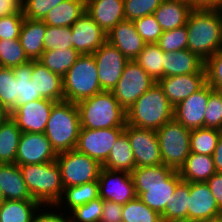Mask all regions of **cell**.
I'll use <instances>...</instances> for the list:
<instances>
[{
  "label": "cell",
  "instance_id": "obj_23",
  "mask_svg": "<svg viewBox=\"0 0 222 222\" xmlns=\"http://www.w3.org/2000/svg\"><path fill=\"white\" fill-rule=\"evenodd\" d=\"M30 81L36 88V95L55 102L64 101L62 77L50 71L38 60L33 61Z\"/></svg>",
  "mask_w": 222,
  "mask_h": 222
},
{
  "label": "cell",
  "instance_id": "obj_10",
  "mask_svg": "<svg viewBox=\"0 0 222 222\" xmlns=\"http://www.w3.org/2000/svg\"><path fill=\"white\" fill-rule=\"evenodd\" d=\"M155 83L156 81L136 61L132 60L126 63L123 73L112 93L126 111Z\"/></svg>",
  "mask_w": 222,
  "mask_h": 222
},
{
  "label": "cell",
  "instance_id": "obj_43",
  "mask_svg": "<svg viewBox=\"0 0 222 222\" xmlns=\"http://www.w3.org/2000/svg\"><path fill=\"white\" fill-rule=\"evenodd\" d=\"M156 44L166 53L188 49L186 25L173 30L164 31Z\"/></svg>",
  "mask_w": 222,
  "mask_h": 222
},
{
  "label": "cell",
  "instance_id": "obj_61",
  "mask_svg": "<svg viewBox=\"0 0 222 222\" xmlns=\"http://www.w3.org/2000/svg\"><path fill=\"white\" fill-rule=\"evenodd\" d=\"M5 198L2 194L1 188H0V205L4 202Z\"/></svg>",
  "mask_w": 222,
  "mask_h": 222
},
{
  "label": "cell",
  "instance_id": "obj_47",
  "mask_svg": "<svg viewBox=\"0 0 222 222\" xmlns=\"http://www.w3.org/2000/svg\"><path fill=\"white\" fill-rule=\"evenodd\" d=\"M137 33L146 44L157 43L162 36V29L153 14L146 15L134 21Z\"/></svg>",
  "mask_w": 222,
  "mask_h": 222
},
{
  "label": "cell",
  "instance_id": "obj_9",
  "mask_svg": "<svg viewBox=\"0 0 222 222\" xmlns=\"http://www.w3.org/2000/svg\"><path fill=\"white\" fill-rule=\"evenodd\" d=\"M56 162L64 187L98 181L102 169L98 161L76 150L59 153Z\"/></svg>",
  "mask_w": 222,
  "mask_h": 222
},
{
  "label": "cell",
  "instance_id": "obj_11",
  "mask_svg": "<svg viewBox=\"0 0 222 222\" xmlns=\"http://www.w3.org/2000/svg\"><path fill=\"white\" fill-rule=\"evenodd\" d=\"M124 129L125 127L108 129L81 128L75 150L88 155L102 165L107 160L115 141Z\"/></svg>",
  "mask_w": 222,
  "mask_h": 222
},
{
  "label": "cell",
  "instance_id": "obj_48",
  "mask_svg": "<svg viewBox=\"0 0 222 222\" xmlns=\"http://www.w3.org/2000/svg\"><path fill=\"white\" fill-rule=\"evenodd\" d=\"M23 16L30 20H43L47 13L64 0H23Z\"/></svg>",
  "mask_w": 222,
  "mask_h": 222
},
{
  "label": "cell",
  "instance_id": "obj_49",
  "mask_svg": "<svg viewBox=\"0 0 222 222\" xmlns=\"http://www.w3.org/2000/svg\"><path fill=\"white\" fill-rule=\"evenodd\" d=\"M207 83L217 89L222 84V47L205 61Z\"/></svg>",
  "mask_w": 222,
  "mask_h": 222
},
{
  "label": "cell",
  "instance_id": "obj_8",
  "mask_svg": "<svg viewBox=\"0 0 222 222\" xmlns=\"http://www.w3.org/2000/svg\"><path fill=\"white\" fill-rule=\"evenodd\" d=\"M156 133L159 140L162 164L178 171L191 153V130H188L173 118L157 129Z\"/></svg>",
  "mask_w": 222,
  "mask_h": 222
},
{
  "label": "cell",
  "instance_id": "obj_13",
  "mask_svg": "<svg viewBox=\"0 0 222 222\" xmlns=\"http://www.w3.org/2000/svg\"><path fill=\"white\" fill-rule=\"evenodd\" d=\"M93 57L97 66L101 89L112 91L129 60L108 41L93 53Z\"/></svg>",
  "mask_w": 222,
  "mask_h": 222
},
{
  "label": "cell",
  "instance_id": "obj_55",
  "mask_svg": "<svg viewBox=\"0 0 222 222\" xmlns=\"http://www.w3.org/2000/svg\"><path fill=\"white\" fill-rule=\"evenodd\" d=\"M212 156L216 171L222 173V134Z\"/></svg>",
  "mask_w": 222,
  "mask_h": 222
},
{
  "label": "cell",
  "instance_id": "obj_18",
  "mask_svg": "<svg viewBox=\"0 0 222 222\" xmlns=\"http://www.w3.org/2000/svg\"><path fill=\"white\" fill-rule=\"evenodd\" d=\"M207 83L205 66L193 74L163 77L158 81L169 102L175 107Z\"/></svg>",
  "mask_w": 222,
  "mask_h": 222
},
{
  "label": "cell",
  "instance_id": "obj_24",
  "mask_svg": "<svg viewBox=\"0 0 222 222\" xmlns=\"http://www.w3.org/2000/svg\"><path fill=\"white\" fill-rule=\"evenodd\" d=\"M192 10L191 3L187 1L163 0L153 15L164 32L186 25Z\"/></svg>",
  "mask_w": 222,
  "mask_h": 222
},
{
  "label": "cell",
  "instance_id": "obj_19",
  "mask_svg": "<svg viewBox=\"0 0 222 222\" xmlns=\"http://www.w3.org/2000/svg\"><path fill=\"white\" fill-rule=\"evenodd\" d=\"M72 46L80 54H93L107 41V34L85 12L72 26Z\"/></svg>",
  "mask_w": 222,
  "mask_h": 222
},
{
  "label": "cell",
  "instance_id": "obj_14",
  "mask_svg": "<svg viewBox=\"0 0 222 222\" xmlns=\"http://www.w3.org/2000/svg\"><path fill=\"white\" fill-rule=\"evenodd\" d=\"M99 197L124 205L137 197L131 174L101 169L99 178Z\"/></svg>",
  "mask_w": 222,
  "mask_h": 222
},
{
  "label": "cell",
  "instance_id": "obj_39",
  "mask_svg": "<svg viewBox=\"0 0 222 222\" xmlns=\"http://www.w3.org/2000/svg\"><path fill=\"white\" fill-rule=\"evenodd\" d=\"M122 222H163V220L158 212L136 197L123 205Z\"/></svg>",
  "mask_w": 222,
  "mask_h": 222
},
{
  "label": "cell",
  "instance_id": "obj_41",
  "mask_svg": "<svg viewBox=\"0 0 222 222\" xmlns=\"http://www.w3.org/2000/svg\"><path fill=\"white\" fill-rule=\"evenodd\" d=\"M17 83L12 68L0 67V104L10 113L16 108Z\"/></svg>",
  "mask_w": 222,
  "mask_h": 222
},
{
  "label": "cell",
  "instance_id": "obj_4",
  "mask_svg": "<svg viewBox=\"0 0 222 222\" xmlns=\"http://www.w3.org/2000/svg\"><path fill=\"white\" fill-rule=\"evenodd\" d=\"M81 128L108 129L126 126V111L112 91H101L76 104Z\"/></svg>",
  "mask_w": 222,
  "mask_h": 222
},
{
  "label": "cell",
  "instance_id": "obj_5",
  "mask_svg": "<svg viewBox=\"0 0 222 222\" xmlns=\"http://www.w3.org/2000/svg\"><path fill=\"white\" fill-rule=\"evenodd\" d=\"M80 129L76 103L61 101L52 107L44 134L59 154L75 150Z\"/></svg>",
  "mask_w": 222,
  "mask_h": 222
},
{
  "label": "cell",
  "instance_id": "obj_36",
  "mask_svg": "<svg viewBox=\"0 0 222 222\" xmlns=\"http://www.w3.org/2000/svg\"><path fill=\"white\" fill-rule=\"evenodd\" d=\"M134 61L156 82L163 78L164 52L156 43L145 44Z\"/></svg>",
  "mask_w": 222,
  "mask_h": 222
},
{
  "label": "cell",
  "instance_id": "obj_29",
  "mask_svg": "<svg viewBox=\"0 0 222 222\" xmlns=\"http://www.w3.org/2000/svg\"><path fill=\"white\" fill-rule=\"evenodd\" d=\"M86 12L85 0H64L42 20L48 26L71 27Z\"/></svg>",
  "mask_w": 222,
  "mask_h": 222
},
{
  "label": "cell",
  "instance_id": "obj_35",
  "mask_svg": "<svg viewBox=\"0 0 222 222\" xmlns=\"http://www.w3.org/2000/svg\"><path fill=\"white\" fill-rule=\"evenodd\" d=\"M33 61L12 68L17 83V101L16 107L27 104L33 100H39L43 97L36 95V88L31 83V74Z\"/></svg>",
  "mask_w": 222,
  "mask_h": 222
},
{
  "label": "cell",
  "instance_id": "obj_51",
  "mask_svg": "<svg viewBox=\"0 0 222 222\" xmlns=\"http://www.w3.org/2000/svg\"><path fill=\"white\" fill-rule=\"evenodd\" d=\"M122 207L121 204L104 200L100 222H122Z\"/></svg>",
  "mask_w": 222,
  "mask_h": 222
},
{
  "label": "cell",
  "instance_id": "obj_50",
  "mask_svg": "<svg viewBox=\"0 0 222 222\" xmlns=\"http://www.w3.org/2000/svg\"><path fill=\"white\" fill-rule=\"evenodd\" d=\"M22 13L0 18V40L19 39L20 30L24 21Z\"/></svg>",
  "mask_w": 222,
  "mask_h": 222
},
{
  "label": "cell",
  "instance_id": "obj_40",
  "mask_svg": "<svg viewBox=\"0 0 222 222\" xmlns=\"http://www.w3.org/2000/svg\"><path fill=\"white\" fill-rule=\"evenodd\" d=\"M29 61L19 39L0 40V67L14 68Z\"/></svg>",
  "mask_w": 222,
  "mask_h": 222
},
{
  "label": "cell",
  "instance_id": "obj_45",
  "mask_svg": "<svg viewBox=\"0 0 222 222\" xmlns=\"http://www.w3.org/2000/svg\"><path fill=\"white\" fill-rule=\"evenodd\" d=\"M103 212V200L98 197L71 211L68 222H100Z\"/></svg>",
  "mask_w": 222,
  "mask_h": 222
},
{
  "label": "cell",
  "instance_id": "obj_42",
  "mask_svg": "<svg viewBox=\"0 0 222 222\" xmlns=\"http://www.w3.org/2000/svg\"><path fill=\"white\" fill-rule=\"evenodd\" d=\"M71 27H54L46 25L44 51L69 49L72 46Z\"/></svg>",
  "mask_w": 222,
  "mask_h": 222
},
{
  "label": "cell",
  "instance_id": "obj_22",
  "mask_svg": "<svg viewBox=\"0 0 222 222\" xmlns=\"http://www.w3.org/2000/svg\"><path fill=\"white\" fill-rule=\"evenodd\" d=\"M124 8V0H86V13L106 34L126 20Z\"/></svg>",
  "mask_w": 222,
  "mask_h": 222
},
{
  "label": "cell",
  "instance_id": "obj_31",
  "mask_svg": "<svg viewBox=\"0 0 222 222\" xmlns=\"http://www.w3.org/2000/svg\"><path fill=\"white\" fill-rule=\"evenodd\" d=\"M42 205L36 200H4L0 205V222H34Z\"/></svg>",
  "mask_w": 222,
  "mask_h": 222
},
{
  "label": "cell",
  "instance_id": "obj_25",
  "mask_svg": "<svg viewBox=\"0 0 222 222\" xmlns=\"http://www.w3.org/2000/svg\"><path fill=\"white\" fill-rule=\"evenodd\" d=\"M0 188L5 200H34L16 163L0 164Z\"/></svg>",
  "mask_w": 222,
  "mask_h": 222
},
{
  "label": "cell",
  "instance_id": "obj_20",
  "mask_svg": "<svg viewBox=\"0 0 222 222\" xmlns=\"http://www.w3.org/2000/svg\"><path fill=\"white\" fill-rule=\"evenodd\" d=\"M107 41L113 44L129 61L135 60L145 42L137 33L133 21L124 20L107 33Z\"/></svg>",
  "mask_w": 222,
  "mask_h": 222
},
{
  "label": "cell",
  "instance_id": "obj_52",
  "mask_svg": "<svg viewBox=\"0 0 222 222\" xmlns=\"http://www.w3.org/2000/svg\"><path fill=\"white\" fill-rule=\"evenodd\" d=\"M206 183L212 195L215 197L219 209L222 211V173L216 172Z\"/></svg>",
  "mask_w": 222,
  "mask_h": 222
},
{
  "label": "cell",
  "instance_id": "obj_46",
  "mask_svg": "<svg viewBox=\"0 0 222 222\" xmlns=\"http://www.w3.org/2000/svg\"><path fill=\"white\" fill-rule=\"evenodd\" d=\"M163 0H124V15L126 20L135 21L146 15H151Z\"/></svg>",
  "mask_w": 222,
  "mask_h": 222
},
{
  "label": "cell",
  "instance_id": "obj_12",
  "mask_svg": "<svg viewBox=\"0 0 222 222\" xmlns=\"http://www.w3.org/2000/svg\"><path fill=\"white\" fill-rule=\"evenodd\" d=\"M124 132L134 154L135 168L162 164L156 130L138 128L126 123Z\"/></svg>",
  "mask_w": 222,
  "mask_h": 222
},
{
  "label": "cell",
  "instance_id": "obj_57",
  "mask_svg": "<svg viewBox=\"0 0 222 222\" xmlns=\"http://www.w3.org/2000/svg\"><path fill=\"white\" fill-rule=\"evenodd\" d=\"M11 117V113L0 104V126Z\"/></svg>",
  "mask_w": 222,
  "mask_h": 222
},
{
  "label": "cell",
  "instance_id": "obj_34",
  "mask_svg": "<svg viewBox=\"0 0 222 222\" xmlns=\"http://www.w3.org/2000/svg\"><path fill=\"white\" fill-rule=\"evenodd\" d=\"M190 199V182L181 181L175 188L170 205L161 214L163 222L188 219V202Z\"/></svg>",
  "mask_w": 222,
  "mask_h": 222
},
{
  "label": "cell",
  "instance_id": "obj_53",
  "mask_svg": "<svg viewBox=\"0 0 222 222\" xmlns=\"http://www.w3.org/2000/svg\"><path fill=\"white\" fill-rule=\"evenodd\" d=\"M23 0H0V18L23 12Z\"/></svg>",
  "mask_w": 222,
  "mask_h": 222
},
{
  "label": "cell",
  "instance_id": "obj_44",
  "mask_svg": "<svg viewBox=\"0 0 222 222\" xmlns=\"http://www.w3.org/2000/svg\"><path fill=\"white\" fill-rule=\"evenodd\" d=\"M204 127L222 131V94L210 85Z\"/></svg>",
  "mask_w": 222,
  "mask_h": 222
},
{
  "label": "cell",
  "instance_id": "obj_26",
  "mask_svg": "<svg viewBox=\"0 0 222 222\" xmlns=\"http://www.w3.org/2000/svg\"><path fill=\"white\" fill-rule=\"evenodd\" d=\"M205 61L188 49L164 52L163 77L198 73Z\"/></svg>",
  "mask_w": 222,
  "mask_h": 222
},
{
  "label": "cell",
  "instance_id": "obj_27",
  "mask_svg": "<svg viewBox=\"0 0 222 222\" xmlns=\"http://www.w3.org/2000/svg\"><path fill=\"white\" fill-rule=\"evenodd\" d=\"M45 31L46 24L43 21L24 18L19 41L30 61H37L41 58L44 52Z\"/></svg>",
  "mask_w": 222,
  "mask_h": 222
},
{
  "label": "cell",
  "instance_id": "obj_17",
  "mask_svg": "<svg viewBox=\"0 0 222 222\" xmlns=\"http://www.w3.org/2000/svg\"><path fill=\"white\" fill-rule=\"evenodd\" d=\"M209 98V84L194 92L174 107V118L188 130L204 127L205 112Z\"/></svg>",
  "mask_w": 222,
  "mask_h": 222
},
{
  "label": "cell",
  "instance_id": "obj_3",
  "mask_svg": "<svg viewBox=\"0 0 222 222\" xmlns=\"http://www.w3.org/2000/svg\"><path fill=\"white\" fill-rule=\"evenodd\" d=\"M174 118V106L156 82L126 110V123L138 128L157 130Z\"/></svg>",
  "mask_w": 222,
  "mask_h": 222
},
{
  "label": "cell",
  "instance_id": "obj_56",
  "mask_svg": "<svg viewBox=\"0 0 222 222\" xmlns=\"http://www.w3.org/2000/svg\"><path fill=\"white\" fill-rule=\"evenodd\" d=\"M219 0H191L193 9H213Z\"/></svg>",
  "mask_w": 222,
  "mask_h": 222
},
{
  "label": "cell",
  "instance_id": "obj_62",
  "mask_svg": "<svg viewBox=\"0 0 222 222\" xmlns=\"http://www.w3.org/2000/svg\"><path fill=\"white\" fill-rule=\"evenodd\" d=\"M216 90L222 94V84Z\"/></svg>",
  "mask_w": 222,
  "mask_h": 222
},
{
  "label": "cell",
  "instance_id": "obj_37",
  "mask_svg": "<svg viewBox=\"0 0 222 222\" xmlns=\"http://www.w3.org/2000/svg\"><path fill=\"white\" fill-rule=\"evenodd\" d=\"M63 194H65L63 196L65 198L62 197L55 207L61 205L60 202H62L63 199H66L65 202L67 201L68 208L72 211L75 208L98 198L99 184L98 181H93L81 185L64 187Z\"/></svg>",
  "mask_w": 222,
  "mask_h": 222
},
{
  "label": "cell",
  "instance_id": "obj_6",
  "mask_svg": "<svg viewBox=\"0 0 222 222\" xmlns=\"http://www.w3.org/2000/svg\"><path fill=\"white\" fill-rule=\"evenodd\" d=\"M32 198L41 205L55 206L63 196L60 168L56 161L19 166ZM49 204V205H48Z\"/></svg>",
  "mask_w": 222,
  "mask_h": 222
},
{
  "label": "cell",
  "instance_id": "obj_60",
  "mask_svg": "<svg viewBox=\"0 0 222 222\" xmlns=\"http://www.w3.org/2000/svg\"><path fill=\"white\" fill-rule=\"evenodd\" d=\"M171 222H198V220H192V219H178Z\"/></svg>",
  "mask_w": 222,
  "mask_h": 222
},
{
  "label": "cell",
  "instance_id": "obj_33",
  "mask_svg": "<svg viewBox=\"0 0 222 222\" xmlns=\"http://www.w3.org/2000/svg\"><path fill=\"white\" fill-rule=\"evenodd\" d=\"M80 55L74 48L47 50L42 53L38 61L50 71L63 77L75 64Z\"/></svg>",
  "mask_w": 222,
  "mask_h": 222
},
{
  "label": "cell",
  "instance_id": "obj_15",
  "mask_svg": "<svg viewBox=\"0 0 222 222\" xmlns=\"http://www.w3.org/2000/svg\"><path fill=\"white\" fill-rule=\"evenodd\" d=\"M57 102L42 98L16 107L11 118L22 133H44L52 107Z\"/></svg>",
  "mask_w": 222,
  "mask_h": 222
},
{
  "label": "cell",
  "instance_id": "obj_30",
  "mask_svg": "<svg viewBox=\"0 0 222 222\" xmlns=\"http://www.w3.org/2000/svg\"><path fill=\"white\" fill-rule=\"evenodd\" d=\"M102 167L108 170L126 172L129 174L135 169L134 154L128 136L124 131L115 141Z\"/></svg>",
  "mask_w": 222,
  "mask_h": 222
},
{
  "label": "cell",
  "instance_id": "obj_54",
  "mask_svg": "<svg viewBox=\"0 0 222 222\" xmlns=\"http://www.w3.org/2000/svg\"><path fill=\"white\" fill-rule=\"evenodd\" d=\"M67 217L55 212H44L34 216V222H68Z\"/></svg>",
  "mask_w": 222,
  "mask_h": 222
},
{
  "label": "cell",
  "instance_id": "obj_7",
  "mask_svg": "<svg viewBox=\"0 0 222 222\" xmlns=\"http://www.w3.org/2000/svg\"><path fill=\"white\" fill-rule=\"evenodd\" d=\"M93 54H81L62 77L64 101L78 103L103 91Z\"/></svg>",
  "mask_w": 222,
  "mask_h": 222
},
{
  "label": "cell",
  "instance_id": "obj_32",
  "mask_svg": "<svg viewBox=\"0 0 222 222\" xmlns=\"http://www.w3.org/2000/svg\"><path fill=\"white\" fill-rule=\"evenodd\" d=\"M21 133L11 117L0 126V164L15 163Z\"/></svg>",
  "mask_w": 222,
  "mask_h": 222
},
{
  "label": "cell",
  "instance_id": "obj_1",
  "mask_svg": "<svg viewBox=\"0 0 222 222\" xmlns=\"http://www.w3.org/2000/svg\"><path fill=\"white\" fill-rule=\"evenodd\" d=\"M131 176L137 197L160 215L170 205L175 188L182 181L178 171L164 164L136 167Z\"/></svg>",
  "mask_w": 222,
  "mask_h": 222
},
{
  "label": "cell",
  "instance_id": "obj_16",
  "mask_svg": "<svg viewBox=\"0 0 222 222\" xmlns=\"http://www.w3.org/2000/svg\"><path fill=\"white\" fill-rule=\"evenodd\" d=\"M58 154L44 133H21L15 163L44 164L56 161Z\"/></svg>",
  "mask_w": 222,
  "mask_h": 222
},
{
  "label": "cell",
  "instance_id": "obj_21",
  "mask_svg": "<svg viewBox=\"0 0 222 222\" xmlns=\"http://www.w3.org/2000/svg\"><path fill=\"white\" fill-rule=\"evenodd\" d=\"M222 215L206 182H190L188 219L202 220Z\"/></svg>",
  "mask_w": 222,
  "mask_h": 222
},
{
  "label": "cell",
  "instance_id": "obj_58",
  "mask_svg": "<svg viewBox=\"0 0 222 222\" xmlns=\"http://www.w3.org/2000/svg\"><path fill=\"white\" fill-rule=\"evenodd\" d=\"M213 10L222 20V0H219L218 4L213 8Z\"/></svg>",
  "mask_w": 222,
  "mask_h": 222
},
{
  "label": "cell",
  "instance_id": "obj_38",
  "mask_svg": "<svg viewBox=\"0 0 222 222\" xmlns=\"http://www.w3.org/2000/svg\"><path fill=\"white\" fill-rule=\"evenodd\" d=\"M222 131L214 128H198L190 133V152L213 155Z\"/></svg>",
  "mask_w": 222,
  "mask_h": 222
},
{
  "label": "cell",
  "instance_id": "obj_59",
  "mask_svg": "<svg viewBox=\"0 0 222 222\" xmlns=\"http://www.w3.org/2000/svg\"><path fill=\"white\" fill-rule=\"evenodd\" d=\"M198 222H222V215L216 216L214 218L198 220Z\"/></svg>",
  "mask_w": 222,
  "mask_h": 222
},
{
  "label": "cell",
  "instance_id": "obj_28",
  "mask_svg": "<svg viewBox=\"0 0 222 222\" xmlns=\"http://www.w3.org/2000/svg\"><path fill=\"white\" fill-rule=\"evenodd\" d=\"M178 172L182 181L206 182L217 171L213 156L191 152Z\"/></svg>",
  "mask_w": 222,
  "mask_h": 222
},
{
  "label": "cell",
  "instance_id": "obj_2",
  "mask_svg": "<svg viewBox=\"0 0 222 222\" xmlns=\"http://www.w3.org/2000/svg\"><path fill=\"white\" fill-rule=\"evenodd\" d=\"M186 27L188 50L204 61L222 47V20L213 9H193Z\"/></svg>",
  "mask_w": 222,
  "mask_h": 222
}]
</instances>
